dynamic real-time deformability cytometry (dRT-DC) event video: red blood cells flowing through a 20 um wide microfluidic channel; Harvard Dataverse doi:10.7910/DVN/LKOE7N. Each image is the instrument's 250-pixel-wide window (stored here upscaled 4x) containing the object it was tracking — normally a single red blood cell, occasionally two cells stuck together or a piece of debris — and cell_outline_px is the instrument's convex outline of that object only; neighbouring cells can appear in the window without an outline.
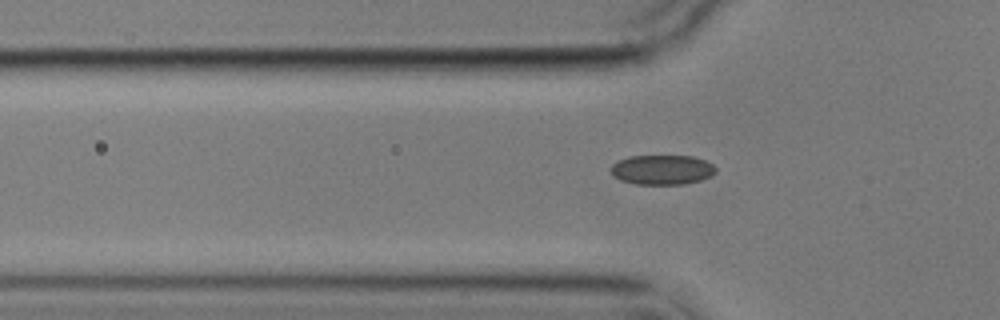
{"species": "common noctule bat (a hibernating species)", "species_latin": "Nyctalus noctula", "temperature_condition": "cold", "stored_images_in_passage": 4, "segment_of_instrument_passage": [2, 2], "camera_frame_rate_fps": 3000, "um_per_image_px": 0.085, "animal": {"sex": "male", "body_mass_g": 17.9}, "frame": {"image": 1, "passage_image": 4, "time_ms": 3.667, "image_size_px": [1000, 320], "cell_outline_px": [[716, 172], [712, 176], [700, 180], [684, 184], [636, 184], [620, 180], [612, 176], [608, 168], [616, 160], [628, 156], [692, 156], [704, 160], [712, 164], [716, 168]], "centroid_in_image_um": [56.22, 14.43], "position_along_channel_um": 69.6, "area_um2": 18.44}}